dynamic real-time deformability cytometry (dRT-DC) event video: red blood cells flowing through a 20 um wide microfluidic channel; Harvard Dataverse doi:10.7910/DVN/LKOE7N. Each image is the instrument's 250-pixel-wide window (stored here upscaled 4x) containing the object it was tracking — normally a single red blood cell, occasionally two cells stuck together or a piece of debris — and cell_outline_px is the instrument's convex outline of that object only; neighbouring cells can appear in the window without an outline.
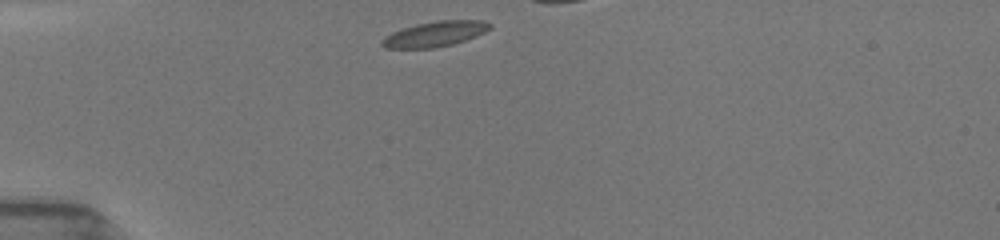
{"species": "common noctule bat (a hibernating species)", "species_latin": "Nyctalus noctula", "temperature_condition": "room temperature", "stored_images_in_passage": 4, "camera_frame_rate_fps": 3000, "um_per_image_px": 0.085, "animal": {"sex": "female", "body_mass_g": 19.5, "forearm_length_mm": 54.1}, "frame": {"image": 1, "passage_image": 1, "time_ms": 0.0, "image_size_px": [1000, 240], "cell_outline_px": [[492, 28], [476, 36], [452, 44], [436, 48], [384, 48], [380, 44], [380, 40], [384, 36], [392, 32], [416, 24], [440, 20], [484, 20], [492, 24]], "centroid_in_image_um": [36.96, 2.89], "position_along_channel_um": 48.0, "area_um2": 15.95}}